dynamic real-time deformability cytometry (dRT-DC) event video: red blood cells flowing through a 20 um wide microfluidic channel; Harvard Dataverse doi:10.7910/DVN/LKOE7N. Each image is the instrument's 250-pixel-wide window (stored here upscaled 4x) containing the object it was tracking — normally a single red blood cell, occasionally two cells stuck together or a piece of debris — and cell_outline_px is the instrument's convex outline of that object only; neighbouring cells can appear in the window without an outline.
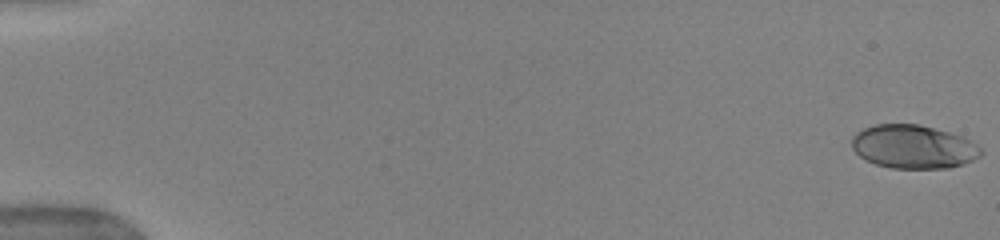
{"species": "human", "species_latin": "Homo sapiens", "temperature_condition": "warm", "stored_images_in_passage": 52, "camera_frame_rate_fps": 3000, "um_per_image_px": 0.085, "donor": {"sex": "female"}, "frame": {"image": 1, "passage_image": 1, "time_ms": 0.0, "image_size_px": [1000, 240], "cell_outline_px": [[984, 152], [980, 156], [964, 164], [948, 168], [892, 168], [876, 164], [860, 156], [852, 148], [852, 136], [856, 132], [864, 128], [876, 124], [920, 124], [964, 136], [976, 144]], "centroid_in_image_um": [77.66, 12.46], "position_along_channel_um": 7.3, "area_um2": 32.83}}
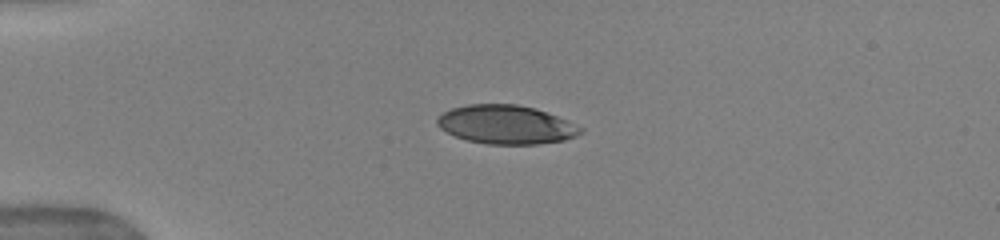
{"frame": {"image": 2, "passage_image": 14, "time_ms": 4.333, "image_size_px": [1000, 240], "cell_outline_px": [[584, 132], [576, 136], [564, 140], [536, 144], [488, 144], [468, 140], [456, 136], [440, 128], [436, 124], [436, 120], [444, 112], [452, 108], [468, 104], [516, 104], [536, 108], [556, 116], [584, 128]], "centroid_in_image_um": [43.03, 10.59], "position_along_channel_um": 42.0, "area_um2": 32.19}}
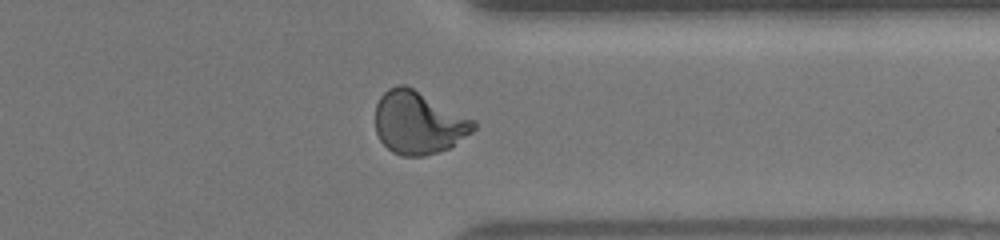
{"frame": {"image": 3, "passage_image": 42, "time_ms": 13.667, "image_size_px": [1000, 240], "cell_outline_px": [[476, 128], [472, 132], [448, 148], [424, 156], [400, 156], [392, 152], [380, 140], [376, 132], [376, 104], [380, 96], [388, 88], [396, 84], [404, 84], [476, 120]], "centroid_in_image_um": [35.56, 10.42], "position_along_channel_um": 375.8, "area_um2": 35.84}, "authors_computed_cell_mechanics": {"area_um2": 34.6222, "velocity_mm_per_s": 3.9711, "shape_relaxation_time_tau1_ms": 5.1467, "shape_relaxation_time_tau2_ms": null, "deformation_change_tau1": 0.2177, "deformation_change_tau2": null}}